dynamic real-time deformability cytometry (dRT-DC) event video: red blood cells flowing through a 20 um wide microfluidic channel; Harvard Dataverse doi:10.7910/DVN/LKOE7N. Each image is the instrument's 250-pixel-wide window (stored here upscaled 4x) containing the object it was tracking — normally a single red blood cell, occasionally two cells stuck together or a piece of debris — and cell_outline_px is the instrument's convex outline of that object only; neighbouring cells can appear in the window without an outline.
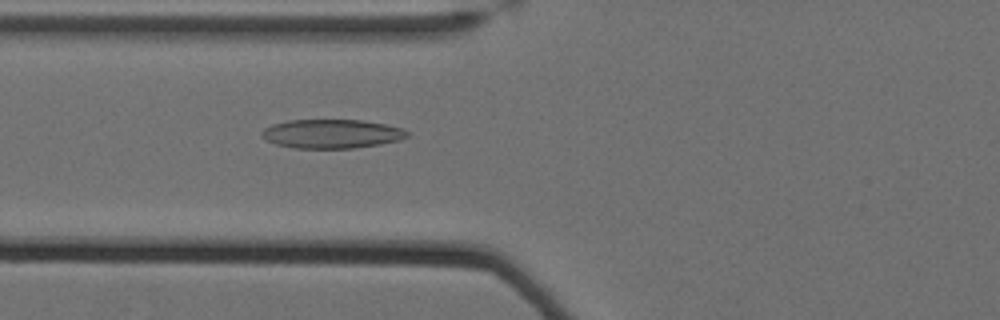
{"species": "Egyptian fruit bat (a non-hibernating species)", "species_latin": "Rousettus aegyptiacus", "temperature_condition": "cold", "stored_images_in_passage": 61, "camera_frame_rate_fps": 3000, "um_per_image_px": 0.085, "animal": {"sex": "female"}, "frame": {"image": 1, "passage_image": 27, "time_ms": 8.667, "image_size_px": [1000, 320], "cell_outline_px": [[408, 136], [400, 140], [380, 144], [352, 148], [292, 148], [276, 144], [268, 140], [260, 132], [264, 128], [272, 124], [288, 120], [364, 120], [404, 128], [408, 132]], "centroid_in_image_um": [28.21, 11.37], "position_along_channel_um": 97.6, "area_um2": 24.51}}
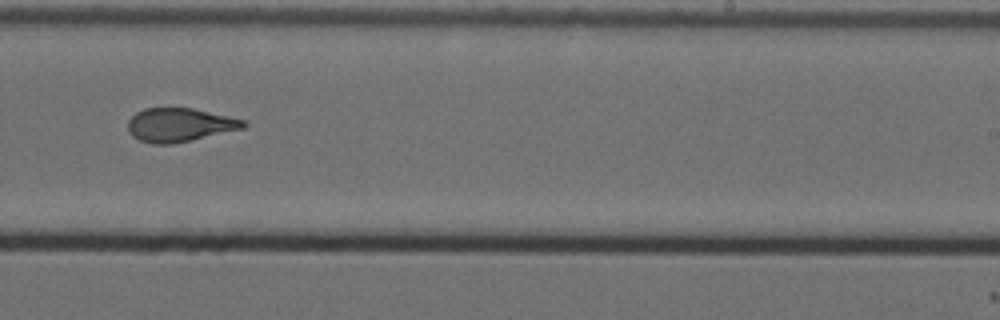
{"frame": {"image": 2, "passage_image": 42, "time_ms": 13.667, "image_size_px": [1000, 320], "cell_outline_px": [[248, 124], [244, 128], [172, 144], [152, 144], [140, 140], [132, 136], [128, 132], [128, 120], [136, 112], [144, 108], [192, 108], [244, 120]], "centroid_in_image_um": [15.23, 10.62], "position_along_channel_um": 273.8, "area_um2": 22.48}}
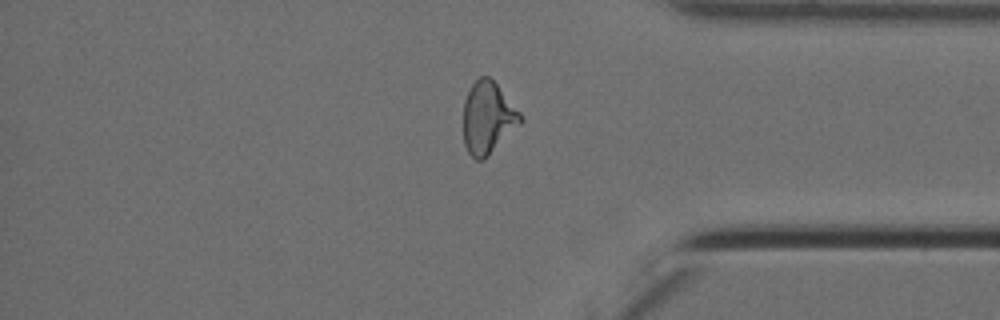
{"frame": {"image": 3, "passage_image": 53, "time_ms": 17.333, "image_size_px": [1000, 320], "cell_outline_px": [[524, 120], [484, 160], [476, 160], [468, 152], [464, 144], [464, 100], [472, 84], [480, 76], [488, 76], [496, 84], [520, 112]], "centroid_in_image_um": [41.46, 10.03], "position_along_channel_um": 393.7, "area_um2": 23.7}, "authors_computed_cell_mechanics": {"area_um2": 23.8714, "velocity_mm_per_s": 3.5112, "shape_relaxation_time_tau1_ms": null, "shape_relaxation_time_tau2_ms": 2.3303, "deformation_change_tau1": null, "deformation_change_tau2": 0.1125}}